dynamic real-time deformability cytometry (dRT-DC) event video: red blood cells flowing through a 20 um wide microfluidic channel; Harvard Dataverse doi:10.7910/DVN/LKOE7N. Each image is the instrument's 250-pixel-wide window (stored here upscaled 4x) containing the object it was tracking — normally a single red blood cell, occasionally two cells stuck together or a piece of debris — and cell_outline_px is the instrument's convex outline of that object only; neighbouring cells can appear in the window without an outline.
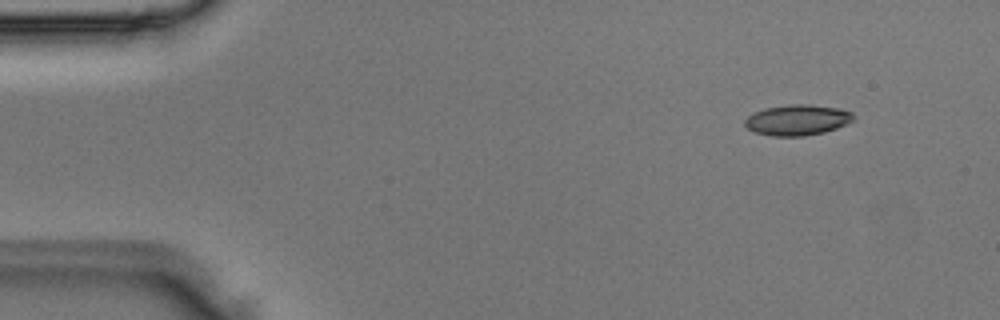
{"species": "Egyptian fruit bat (a non-hibernating species)", "species_latin": "Rousettus aegyptiacus", "temperature_condition": "room temperature", "stored_images_in_passage": 3, "camera_frame_rate_fps": 3000, "um_per_image_px": 0.085, "animal": {"sex": "male"}, "frame": {"image": 1, "passage_image": 1, "time_ms": 0.0, "image_size_px": [1000, 320], "cell_outline_px": [[856, 120], [848, 124], [824, 132], [804, 136], [772, 136], [756, 132], [748, 128], [744, 124], [744, 120], [748, 116], [764, 108], [792, 104], [808, 104], [840, 108], [852, 112], [856, 116]], "centroid_in_image_um": [67.84, 10.19], "position_along_channel_um": 17.2, "area_um2": 19.54}}